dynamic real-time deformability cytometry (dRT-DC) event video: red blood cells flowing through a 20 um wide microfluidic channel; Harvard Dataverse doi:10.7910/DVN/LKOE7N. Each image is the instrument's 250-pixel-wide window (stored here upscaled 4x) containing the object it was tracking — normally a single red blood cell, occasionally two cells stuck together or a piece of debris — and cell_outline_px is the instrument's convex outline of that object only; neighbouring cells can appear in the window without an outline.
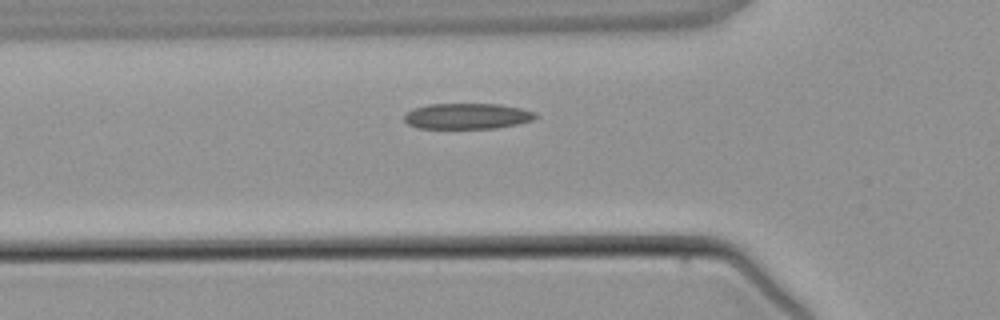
{"species": "common noctule bat (a hibernating species)", "species_latin": "Nyctalus noctula", "temperature_condition": "warm", "stored_images_in_passage": 5, "camera_frame_rate_fps": 3000, "um_per_image_px": 0.085, "animal": {"sex": "male", "body_mass_g": 21.5, "forearm_length_mm": 52.0}, "frame": {"image": 1, "passage_image": 5, "time_ms": 5.0, "image_size_px": [1000, 320], "cell_outline_px": [[536, 116], [532, 120], [516, 124], [496, 128], [416, 128], [408, 124], [404, 120], [404, 116], [412, 108], [428, 104], [500, 104], [520, 108], [536, 112]], "centroid_in_image_um": [39.68, 9.87], "position_along_channel_um": 86.1, "area_um2": 19.65}}